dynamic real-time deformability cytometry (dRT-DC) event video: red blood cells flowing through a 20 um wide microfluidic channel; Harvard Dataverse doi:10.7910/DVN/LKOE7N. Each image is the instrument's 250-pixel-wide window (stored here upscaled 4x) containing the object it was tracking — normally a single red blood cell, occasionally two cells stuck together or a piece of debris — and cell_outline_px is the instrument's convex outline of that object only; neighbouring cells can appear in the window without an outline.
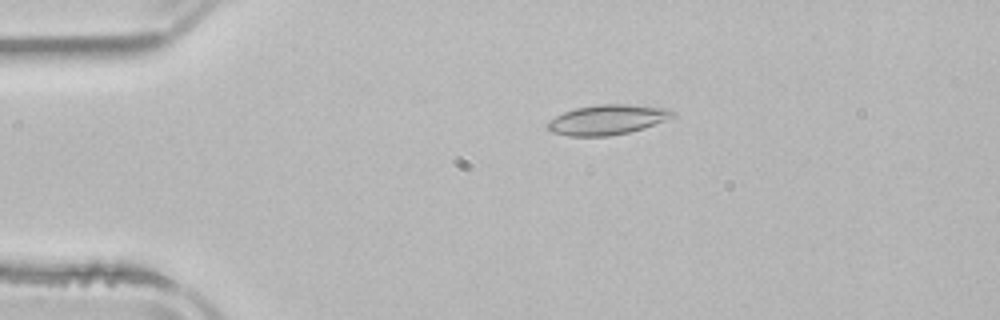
{"species": "common noctule bat (a hibernating species)", "species_latin": "Nyctalus noctula", "temperature_condition": "room temperature", "stored_images_in_passage": 4, "camera_frame_rate_fps": 3000, "um_per_image_px": 0.085, "animal": {"sex": "male", "body_mass_g": 21.5, "forearm_length_mm": 52.0}, "frame": {"image": 1, "passage_image": 3, "time_ms": 2.333, "image_size_px": [1000, 320], "cell_outline_px": [[676, 116], [644, 128], [628, 132], [608, 136], [568, 136], [552, 132], [548, 128], [548, 120], [564, 112], [576, 108], [600, 104], [628, 104], [672, 108], [676, 112]], "centroid_in_image_um": [51.68, 10.16], "position_along_channel_um": 33.3, "area_um2": 21.91}}